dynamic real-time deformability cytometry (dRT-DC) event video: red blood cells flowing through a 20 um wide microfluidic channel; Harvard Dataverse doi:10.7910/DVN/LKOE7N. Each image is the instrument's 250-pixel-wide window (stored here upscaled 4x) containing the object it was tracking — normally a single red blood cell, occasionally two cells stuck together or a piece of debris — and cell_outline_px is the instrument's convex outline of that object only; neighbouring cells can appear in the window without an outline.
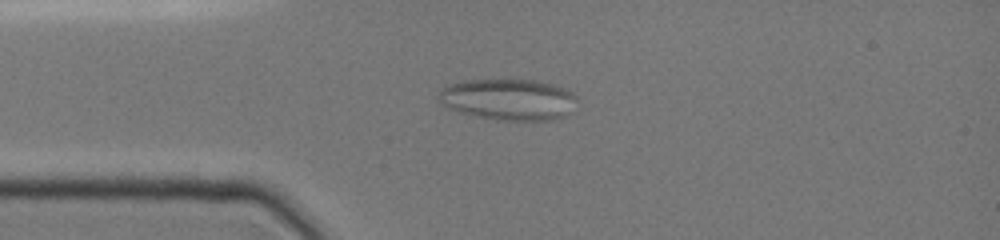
{"species": "common noctule bat (a hibernating species)", "species_latin": "Nyctalus noctula", "temperature_condition": "cold", "stored_images_in_passage": 26, "camera_frame_rate_fps": 3000, "um_per_image_px": 0.085, "animal": {"sex": "female", "body_mass_g": 19.0, "forearm_length_mm": 51.5}, "frame": {"image": 1, "passage_image": 10, "time_ms": 3.667, "image_size_px": [1000, 240], "cell_outline_px": [[576, 100], [564, 116], [548, 120], [500, 120], [480, 116], [464, 112], [452, 108], [444, 104], [440, 100], [440, 88], [448, 84], [464, 80], [508, 76], [540, 80], [568, 88], [576, 96]], "centroid_in_image_um": [43.24, 8.36], "position_along_channel_um": 41.8, "area_um2": 33.87}}
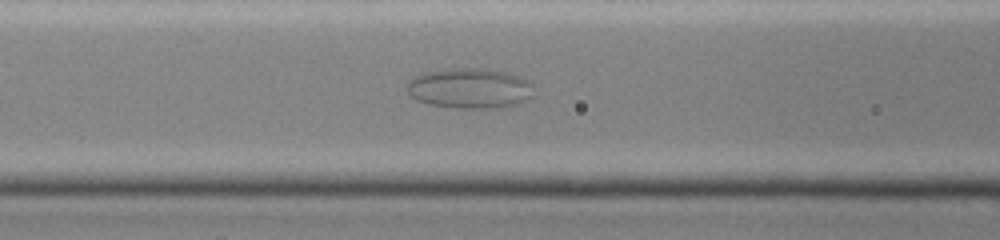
{"frame": {"image": 2, "passage_image": 16, "time_ms": 6.333, "image_size_px": [1000, 240], "cell_outline_px": [[532, 96], [524, 100], [512, 104], [496, 108], [460, 108], [428, 104], [416, 100], [408, 92], [408, 80], [412, 76], [424, 72], [452, 68], [484, 68], [508, 72], [532, 80]], "centroid_in_image_um": [39.92, 7.48], "position_along_channel_um": 126.7, "area_um2": 29.88}}
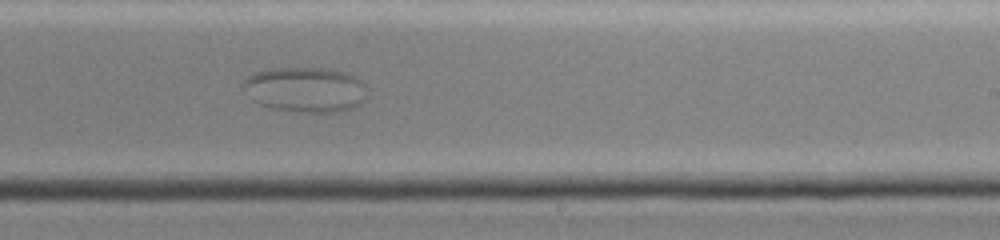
{"frame": {"image": 3, "passage_image": 23, "time_ms": 10.0, "image_size_px": [1000, 240], "cell_outline_px": [[368, 96], [360, 104], [352, 108], [336, 112], [296, 112], [272, 108], [260, 104], [252, 100], [244, 88], [244, 80], [248, 76], [256, 72], [272, 68], [328, 68], [348, 72], [360, 80], [368, 88]], "centroid_in_image_um": [26.01, 7.61], "position_along_channel_um": 263.0, "area_um2": 32.89}}